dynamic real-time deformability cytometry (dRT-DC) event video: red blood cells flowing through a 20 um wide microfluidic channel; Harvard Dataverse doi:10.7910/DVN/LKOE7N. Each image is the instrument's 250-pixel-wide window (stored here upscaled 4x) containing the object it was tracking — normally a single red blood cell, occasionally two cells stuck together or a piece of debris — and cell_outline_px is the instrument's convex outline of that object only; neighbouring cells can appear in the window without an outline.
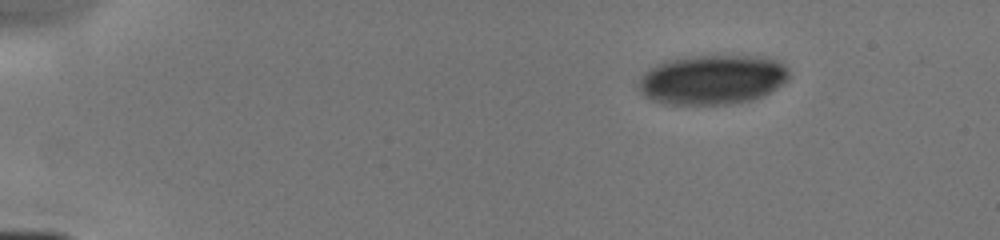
{"species": "human", "species_latin": "Homo sapiens", "temperature_condition": "cold", "stored_images_in_passage": 5, "camera_frame_rate_fps": 3000, "um_per_image_px": 0.085, "donor": {"sex": "male"}, "frame": {"image": 1, "passage_image": 1, "time_ms": 0.0, "image_size_px": [1000, 240], "cell_outline_px": [[788, 80], [776, 88], [752, 100], [732, 104], [664, 104], [652, 100], [644, 96], [640, 92], [636, 84], [644, 72], [656, 64], [668, 60], [688, 56], [764, 56], [776, 60], [784, 64], [788, 68]], "centroid_in_image_um": [60.52, 6.77], "position_along_channel_um": 24.5, "area_um2": 43.75}}
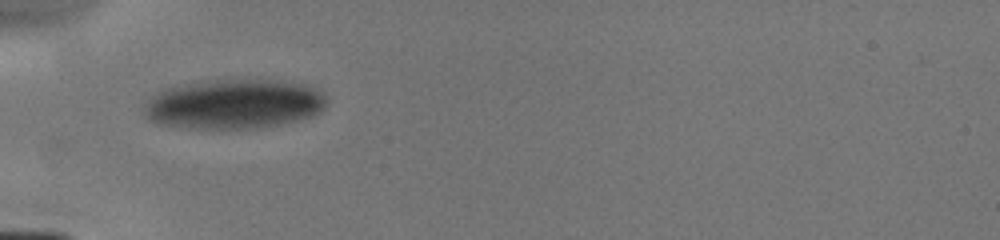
{"frame": {"image": 2, "passage_image": 4, "time_ms": 3.333, "image_size_px": [1000, 240], "cell_outline_px": [[324, 108], [320, 112], [312, 116], [280, 124], [260, 128], [180, 128], [156, 124], [148, 120], [144, 116], [144, 108], [152, 96], [156, 92], [164, 88], [200, 80], [260, 76], [304, 84], [320, 88], [324, 92]], "centroid_in_image_um": [19.88, 8.79], "position_along_channel_um": 65.1, "area_um2": 54.56}}
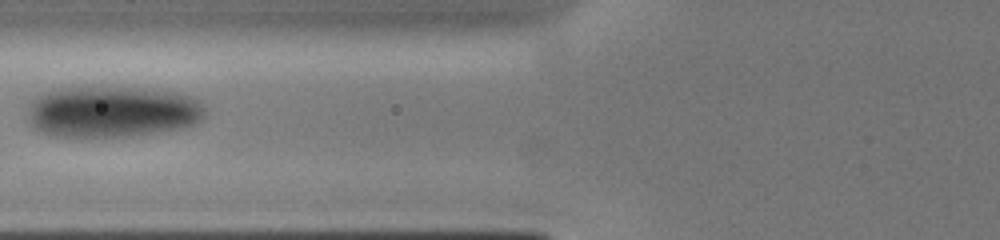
{"frame": {"image": 3, "passage_image": 5, "time_ms": 4.667, "image_size_px": [1000, 240], "cell_outline_px": [[204, 116], [196, 124], [184, 128], [132, 136], [52, 136], [32, 128], [28, 120], [28, 104], [36, 96], [44, 92], [56, 88], [84, 84], [104, 84], [176, 92], [196, 96], [200, 100], [204, 108]], "centroid_in_image_um": [9.51, 9.44], "position_along_channel_um": 116.3, "area_um2": 54.97}}